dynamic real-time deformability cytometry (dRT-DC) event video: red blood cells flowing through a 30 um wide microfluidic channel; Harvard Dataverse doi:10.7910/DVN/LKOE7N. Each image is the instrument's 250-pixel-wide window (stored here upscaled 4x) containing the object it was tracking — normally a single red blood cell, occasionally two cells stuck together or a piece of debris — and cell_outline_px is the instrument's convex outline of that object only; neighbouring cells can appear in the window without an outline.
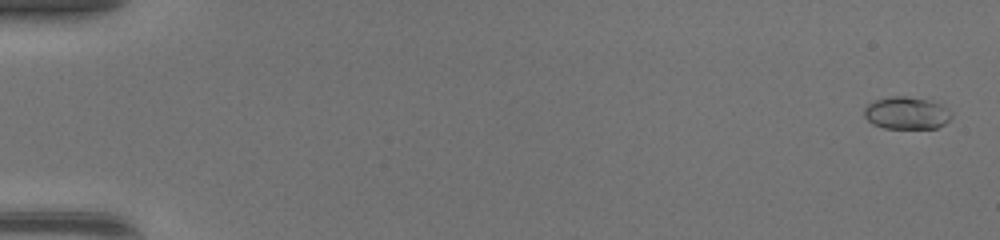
{"species": "common noctule bat (a hibernating species)", "species_latin": "Nyctalus noctula", "temperature_condition": "warm", "stored_images_in_passage": 49, "camera_frame_rate_fps": 3000, "um_per_image_px": 0.085, "animal": {"sex": "female", "body_mass_g": 17.0, "forearm_length_mm": 48.0}, "frame": {"image": 1, "passage_image": 2, "time_ms": 0.333, "image_size_px": [1000, 240], "cell_outline_px": [[952, 116], [944, 124], [936, 128], [884, 128], [872, 124], [864, 116], [864, 108], [868, 104], [876, 100], [892, 96], [904, 96], [924, 100], [940, 104], [952, 112]], "centroid_in_image_um": [77.04, 9.62], "position_along_channel_um": 8.0, "area_um2": 16.24}}
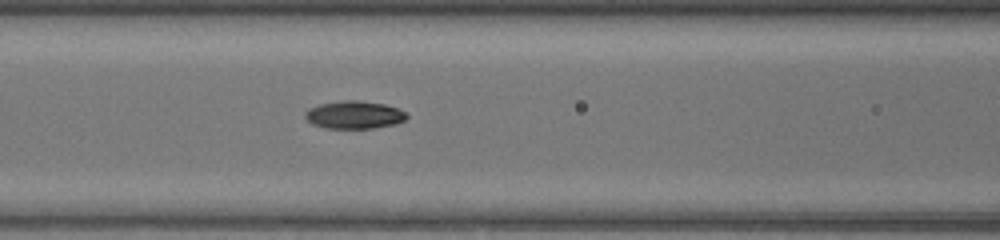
{"frame": {"image": 2, "passage_image": 23, "time_ms": 7.333, "image_size_px": [1000, 240], "cell_outline_px": [[408, 116], [404, 120], [392, 124], [372, 128], [324, 128], [312, 124], [304, 116], [304, 112], [308, 108], [320, 104], [344, 100], [356, 100], [384, 104], [396, 108], [404, 112]], "centroid_in_image_um": [30.05, 9.76], "position_along_channel_um": 136.6, "area_um2": 16.24}}
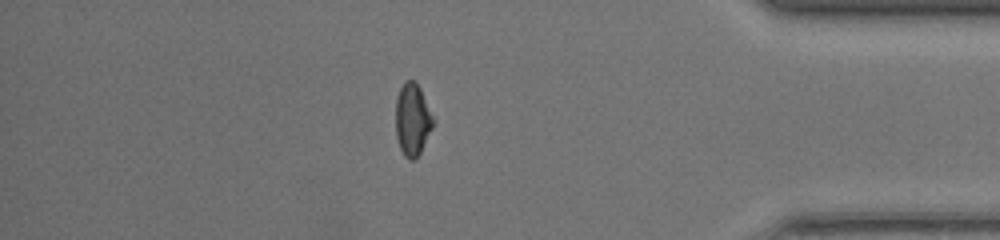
{"frame": {"image": 3, "passage_image": 43, "time_ms": 14.0, "image_size_px": [1000, 240], "cell_outline_px": [[432, 128], [420, 152], [412, 160], [408, 160], [404, 156], [400, 148], [396, 136], [396, 100], [400, 88], [404, 80], [412, 80], [420, 88], [432, 116]], "centroid_in_image_um": [35.02, 10.16], "position_along_channel_um": 400.2, "area_um2": 15.37}, "authors_computed_cell_mechanics": {"area_um2": 15.7216, "velocity_mm_per_s": 4.4118, "shape_relaxation_time_tau1_ms": 4.9811, "shape_relaxation_time_tau2_ms": 2.6938, "deformation_change_tau1": 0.1976, "deformation_change_tau2": 0.0654}}